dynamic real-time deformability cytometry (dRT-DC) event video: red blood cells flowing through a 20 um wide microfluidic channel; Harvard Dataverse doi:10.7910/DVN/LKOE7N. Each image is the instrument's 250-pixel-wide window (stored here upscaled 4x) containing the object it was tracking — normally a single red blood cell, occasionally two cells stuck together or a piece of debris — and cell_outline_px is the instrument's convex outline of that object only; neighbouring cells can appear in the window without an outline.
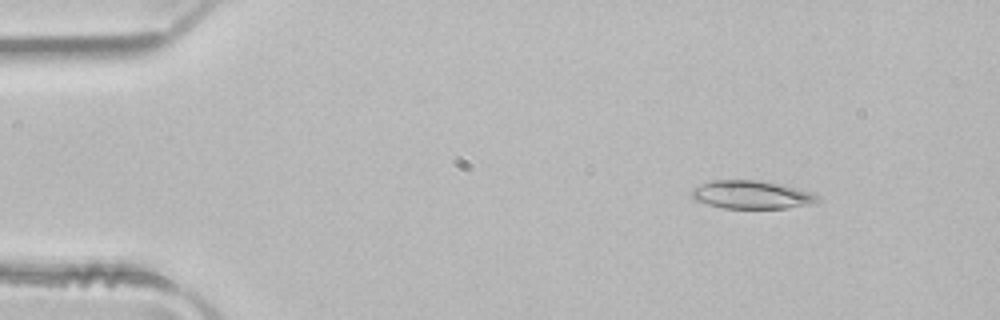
{"species": "common noctule bat (a hibernating species)", "species_latin": "Nyctalus noctula", "temperature_condition": "room temperature", "stored_images_in_passage": 5, "camera_frame_rate_fps": 3000, "um_per_image_px": 0.085, "animal": {"sex": "male", "body_mass_g": 21.5, "forearm_length_mm": 52.0}, "frame": {"image": 1, "passage_image": 2, "time_ms": 0.333, "image_size_px": [1000, 320], "cell_outline_px": [[820, 200], [808, 204], [784, 208], [724, 208], [708, 204], [696, 200], [692, 196], [692, 188], [712, 180], [760, 180], [780, 184], [808, 192], [820, 196]], "centroid_in_image_um": [63.85, 16.54], "position_along_channel_um": 21.1, "area_um2": 20.29}}
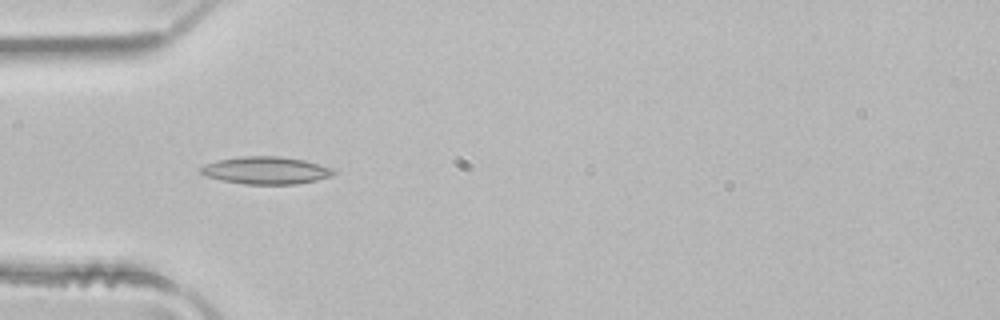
{"frame": {"image": 2, "passage_image": 4, "time_ms": 1.0, "image_size_px": [1000, 320], "cell_outline_px": [[336, 172], [332, 176], [316, 180], [296, 184], [244, 184], [220, 180], [208, 176], [200, 172], [200, 168], [216, 160], [240, 156], [280, 156], [304, 160], [328, 168]], "centroid_in_image_um": [22.58, 14.48], "position_along_channel_um": 62.4, "area_um2": 20.98}}
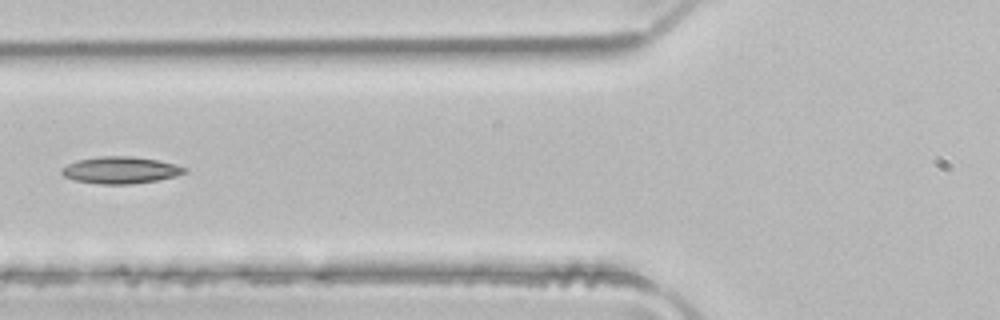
{"frame": {"image": 3, "passage_image": 5, "time_ms": 1.333, "image_size_px": [1000, 320], "cell_outline_px": [[188, 172], [176, 176], [160, 180], [132, 184], [100, 184], [72, 180], [64, 176], [60, 172], [60, 168], [76, 160], [100, 156], [132, 156], [156, 160], [176, 164], [188, 168]], "centroid_in_image_um": [10.25, 14.46], "position_along_channel_um": 115.6, "area_um2": 19.54}}